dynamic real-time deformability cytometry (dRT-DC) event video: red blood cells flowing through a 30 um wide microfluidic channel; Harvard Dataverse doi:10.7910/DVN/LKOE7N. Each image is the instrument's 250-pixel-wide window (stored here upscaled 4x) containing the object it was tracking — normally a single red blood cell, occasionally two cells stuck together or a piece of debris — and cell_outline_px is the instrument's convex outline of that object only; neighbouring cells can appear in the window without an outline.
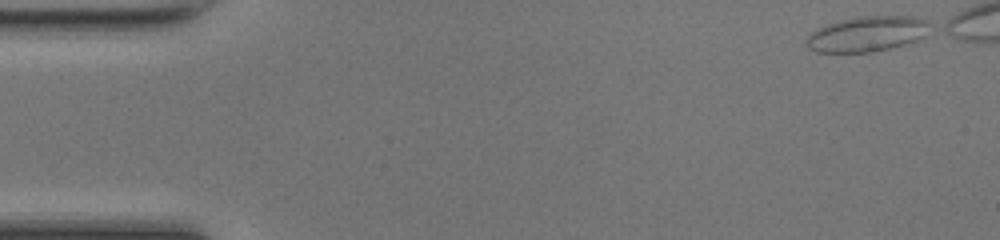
{"species": "common noctule bat (a hibernating species)", "species_latin": "Nyctalus noctula", "temperature_condition": "room temperature", "stored_images_in_passage": 43, "camera_frame_rate_fps": 3000, "um_per_image_px": 0.085, "animal": {"sex": "female", "body_mass_g": 17.0, "forearm_length_mm": 48.0}, "frame": {"image": 1, "passage_image": 1, "time_ms": 0.0, "image_size_px": [1000, 240], "cell_outline_px": [[932, 28], [924, 36], [916, 40], [904, 44], [872, 52], [816, 52], [808, 48], [808, 36], [812, 32], [828, 24], [856, 16], [912, 16], [924, 20], [932, 24]], "centroid_in_image_um": [73.75, 2.88], "position_along_channel_um": 11.2, "area_um2": 25.14}}
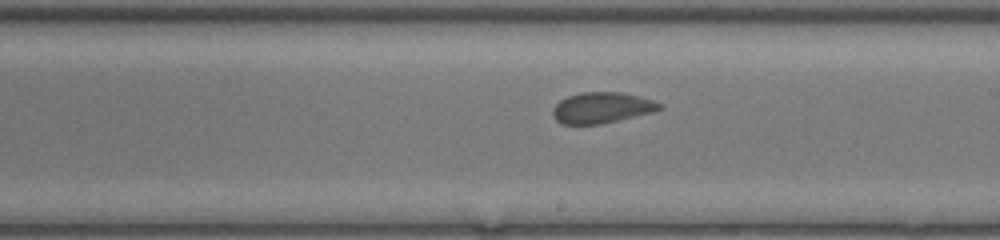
{"frame": {"image": 2, "passage_image": 26, "time_ms": 8.333, "image_size_px": [1000, 240], "cell_outline_px": [[664, 108], [652, 112], [600, 124], [564, 124], [556, 120], [552, 112], [552, 108], [560, 100], [568, 96], [580, 92], [620, 92], [640, 96], [652, 100], [660, 104]], "centroid_in_image_um": [51.14, 9.15], "position_along_channel_um": 237.9, "area_um2": 19.07}}
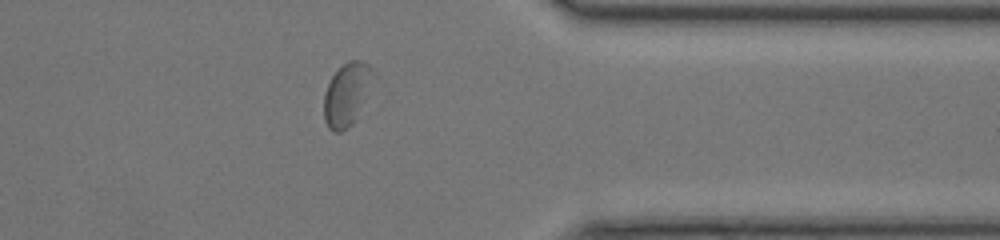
{"frame": {"image": 3, "passage_image": 37, "time_ms": 12.0, "image_size_px": [1000, 240], "cell_outline_px": [[376, 72], [352, 124], [340, 132], [332, 132], [328, 128], [324, 120], [324, 92], [332, 76], [348, 60], [360, 60], [368, 64]], "centroid_in_image_um": [29.45, 8.0], "position_along_channel_um": 382.0, "area_um2": 17.63}, "authors_computed_cell_mechanics": {"area_um2": 19.652, "velocity_mm_per_s": 4.2462, "shape_relaxation_time_tau1_ms": 4.8777, "shape_relaxation_time_tau2_ms": 1.3645, "deformation_change_tau1": 0.0951, "deformation_change_tau2": 0.0322}}